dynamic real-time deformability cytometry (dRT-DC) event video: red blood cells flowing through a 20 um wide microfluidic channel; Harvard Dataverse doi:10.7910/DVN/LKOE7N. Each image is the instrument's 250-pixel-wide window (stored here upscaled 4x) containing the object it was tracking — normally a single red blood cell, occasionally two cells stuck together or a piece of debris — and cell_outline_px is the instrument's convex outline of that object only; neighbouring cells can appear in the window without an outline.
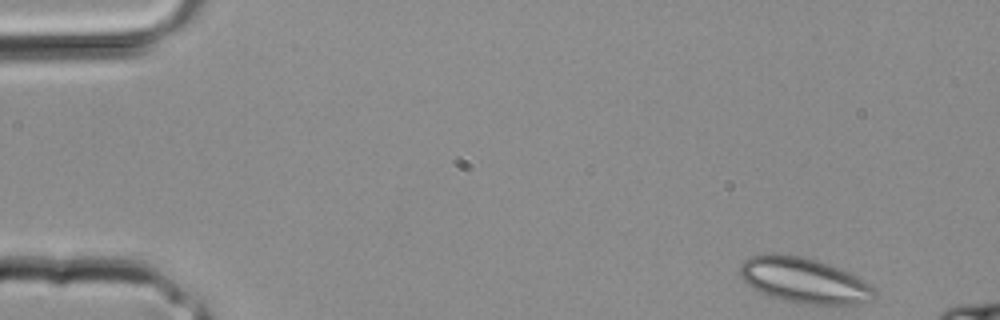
{"species": "common noctule bat (a hibernating species)", "species_latin": "Nyctalus noctula", "temperature_condition": "room temperature", "stored_images_in_passage": 9, "camera_frame_rate_fps": 3000, "um_per_image_px": 0.085, "animal": {"sex": "male", "body_mass_g": 20.4}, "frame": {"image": 1, "passage_image": 1, "time_ms": 0.0, "image_size_px": [1000, 320], "cell_outline_px": [[876, 296], [872, 300], [856, 304], [804, 304], [784, 300], [772, 296], [748, 284], [740, 276], [740, 264], [744, 260], [760, 252], [780, 252], [804, 256], [840, 268], [872, 284], [876, 292]], "centroid_in_image_um": [68.36, 23.79], "position_along_channel_um": 16.6, "area_um2": 35.78}}